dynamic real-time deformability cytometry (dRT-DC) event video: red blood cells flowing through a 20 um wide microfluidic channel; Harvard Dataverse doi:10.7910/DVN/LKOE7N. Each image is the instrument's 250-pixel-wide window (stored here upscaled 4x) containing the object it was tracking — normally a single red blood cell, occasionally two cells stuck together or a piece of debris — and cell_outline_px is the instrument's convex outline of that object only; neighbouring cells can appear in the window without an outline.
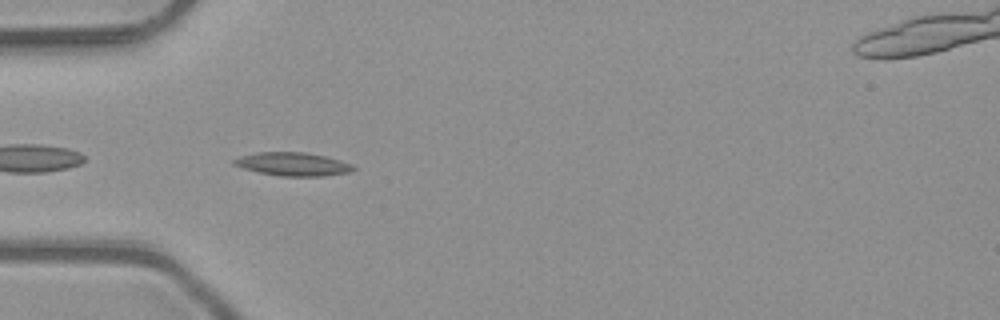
{"species": "common noctule bat (a hibernating species)", "species_latin": "Nyctalus noctula", "temperature_condition": "room temperature", "stored_images_in_passage": 6, "camera_frame_rate_fps": 3000, "um_per_image_px": 0.085, "animal": {"sex": "male", "body_mass_g": 23.1, "forearm_length_mm": 52.7}, "frame": {"image": 1, "passage_image": 4, "time_ms": 1.0, "image_size_px": [1000, 320], "cell_outline_px": [[356, 168], [352, 172], [324, 176], [280, 176], [260, 172], [244, 168], [232, 164], [232, 160], [240, 156], [260, 152], [304, 152], [324, 156], [340, 160], [352, 164]], "centroid_in_image_um": [24.92, 13.95], "position_along_channel_um": 60.1, "area_um2": 16.18}}
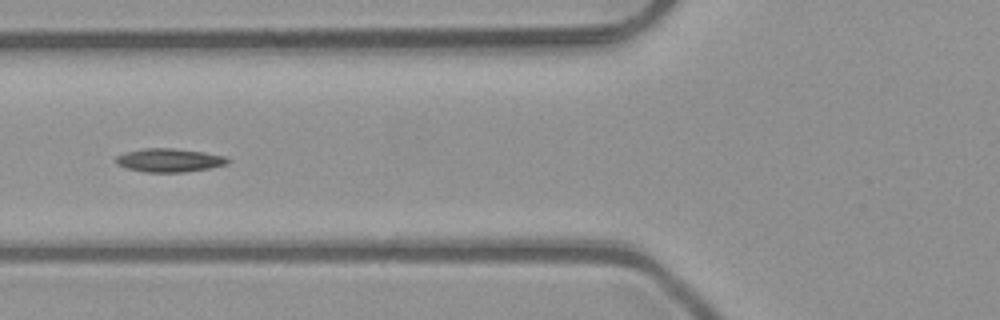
{"frame": {"image": 2, "passage_image": 5, "time_ms": 1.333, "image_size_px": [1000, 320], "cell_outline_px": [[232, 160], [228, 164], [208, 168], [184, 172], [144, 172], [128, 168], [116, 164], [112, 160], [116, 156], [124, 152], [144, 148], [172, 148], [204, 152], [224, 156]], "centroid_in_image_um": [14.36, 13.61], "position_along_channel_um": 111.4, "area_um2": 15.43}}
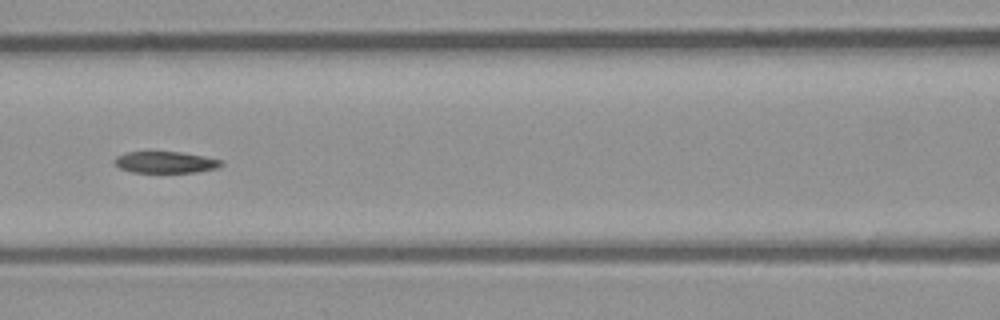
{"frame": {"image": 3, "passage_image": 6, "time_ms": 1.667, "image_size_px": [1000, 320], "cell_outline_px": [[224, 164], [216, 168], [196, 172], [132, 172], [120, 168], [112, 160], [116, 156], [124, 152], [180, 152], [204, 156], [224, 160]], "centroid_in_image_um": [14.07, 13.78], "position_along_channel_um": 152.5, "area_um2": 13.41}}